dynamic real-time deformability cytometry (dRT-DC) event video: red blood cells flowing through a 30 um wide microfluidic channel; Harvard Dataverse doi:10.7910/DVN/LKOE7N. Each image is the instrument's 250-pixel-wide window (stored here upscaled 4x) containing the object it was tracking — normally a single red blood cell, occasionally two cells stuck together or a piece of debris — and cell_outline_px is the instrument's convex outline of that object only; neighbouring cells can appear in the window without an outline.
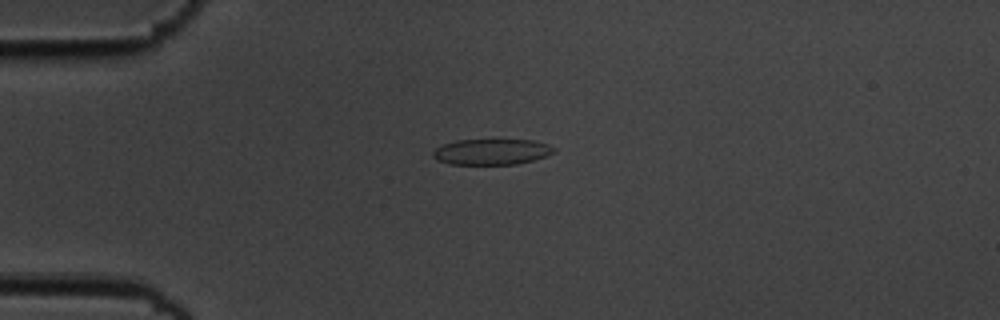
{"species": "common noctule bat (a hibernating species)", "species_latin": "Nyctalus noctula", "temperature_condition": "cold", "stored_images_in_passage": 55, "camera_frame_rate_fps": 3000, "um_per_image_px": 0.085, "animal": {"sex": "male", "body_mass_g": 19.5, "forearm_length_mm": 54.6}, "frame": {"image": 1, "passage_image": 14, "time_ms": 4.333, "image_size_px": [1000, 320], "cell_outline_px": [[556, 148], [552, 152], [544, 156], [532, 160], [516, 164], [452, 164], [440, 160], [432, 156], [432, 152], [436, 148], [444, 144], [456, 140], [532, 140], [548, 144]], "centroid_in_image_um": [41.78, 12.89], "position_along_channel_um": 43.2, "area_um2": 17.86}}
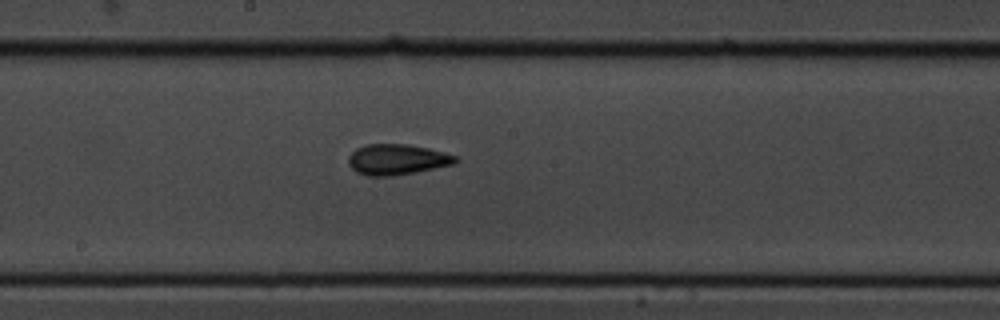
{"frame": {"image": 2, "passage_image": 30, "time_ms": 9.667, "image_size_px": [1000, 320], "cell_outline_px": [[460, 160], [452, 164], [416, 172], [392, 176], [368, 176], [356, 172], [348, 164], [348, 156], [356, 148], [368, 144], [408, 144], [428, 148], [456, 156]], "centroid_in_image_um": [33.71, 13.56], "position_along_channel_um": 214.5, "area_um2": 19.07}}
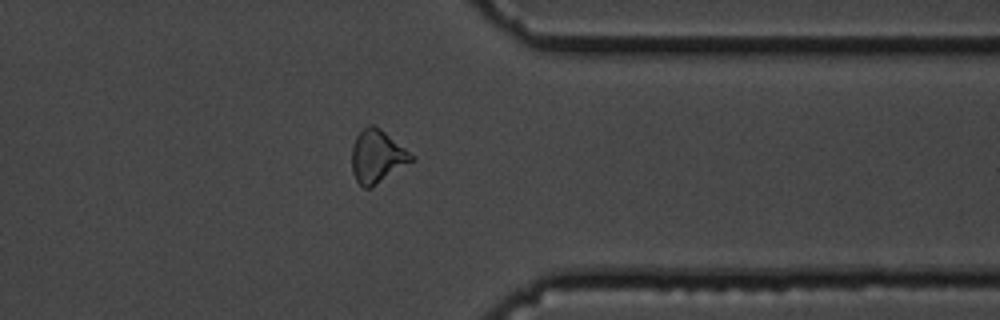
{"frame": {"image": 3, "passage_image": 44, "time_ms": 14.333, "image_size_px": [1000, 320], "cell_outline_px": [[416, 160], [372, 188], [364, 188], [356, 180], [352, 172], [352, 144], [356, 136], [368, 124], [372, 124], [380, 128], [416, 156]], "centroid_in_image_um": [32.09, 13.31], "position_along_channel_um": 379.3, "area_um2": 18.79}, "authors_computed_cell_mechanics": {"area_um2": 18.6694, "velocity_mm_per_s": 3.6535, "shape_relaxation_time_tau1_ms": null, "shape_relaxation_time_tau2_ms": 5.4743, "deformation_change_tau1": null, "deformation_change_tau2": 0.1197}}